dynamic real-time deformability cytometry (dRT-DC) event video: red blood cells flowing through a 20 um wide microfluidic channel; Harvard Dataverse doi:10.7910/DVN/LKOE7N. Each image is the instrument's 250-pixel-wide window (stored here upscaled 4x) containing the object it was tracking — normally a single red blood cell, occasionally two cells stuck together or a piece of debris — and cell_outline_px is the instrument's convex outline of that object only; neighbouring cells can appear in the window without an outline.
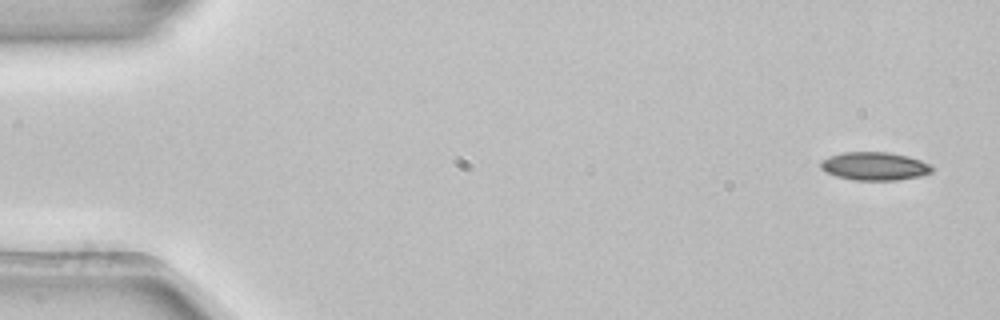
{"species": "common noctule bat (a hibernating species)", "species_latin": "Nyctalus noctula", "temperature_condition": "room temperature", "stored_images_in_passage": 3, "camera_frame_rate_fps": 3000, "um_per_image_px": 0.085, "animal": {"sex": "female", "body_mass_g": 22.7, "forearm_length_mm": 54.2}, "frame": {"image": 1, "passage_image": 1, "time_ms": 0.0, "image_size_px": [1000, 320], "cell_outline_px": [[936, 168], [932, 172], [920, 176], [900, 180], [856, 180], [836, 176], [824, 172], [820, 168], [820, 160], [828, 156], [844, 152], [888, 152], [908, 156], [932, 164]], "centroid_in_image_um": [74.35, 14.12], "position_along_channel_um": 10.6, "area_um2": 18.61}}
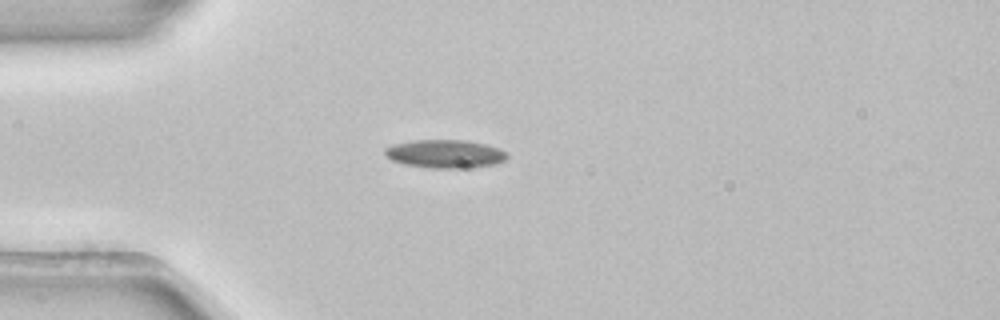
{"frame": {"image": 2, "passage_image": 3, "time_ms": 0.667, "image_size_px": [1000, 320], "cell_outline_px": [[508, 156], [504, 160], [496, 164], [464, 168], [432, 168], [404, 164], [392, 160], [384, 152], [384, 148], [396, 144], [416, 140], [464, 140], [484, 144], [500, 148], [508, 152]], "centroid_in_image_um": [37.87, 13.08], "position_along_channel_um": 47.1, "area_um2": 20.0}}